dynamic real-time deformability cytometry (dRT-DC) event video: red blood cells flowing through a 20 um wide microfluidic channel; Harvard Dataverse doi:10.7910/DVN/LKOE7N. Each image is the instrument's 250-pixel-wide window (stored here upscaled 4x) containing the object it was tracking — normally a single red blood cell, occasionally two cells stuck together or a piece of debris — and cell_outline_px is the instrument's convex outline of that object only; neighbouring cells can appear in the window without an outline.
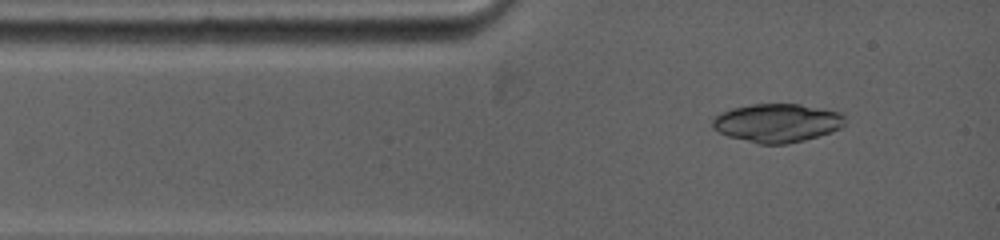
{"species": "common noctule bat (a hibernating species)", "species_latin": "Nyctalus noctula", "temperature_condition": "warm", "stored_images_in_passage": 3, "camera_frame_rate_fps": 5000, "um_per_image_px": 0.085, "animal": {"sex": "female", "body_mass_g": 19.0, "forearm_length_mm": 53.3}, "frame": {"image": 1, "passage_image": 1, "time_ms": 0.0, "image_size_px": [1000, 240], "cell_outline_px": [[844, 124], [840, 128], [832, 132], [804, 140], [788, 144], [760, 144], [728, 136], [712, 128], [712, 116], [720, 112], [732, 108], [752, 104], [800, 104], [824, 108], [844, 112]], "centroid_in_image_um": [66.06, 10.44], "position_along_channel_um": 18.9, "area_um2": 30.06}}